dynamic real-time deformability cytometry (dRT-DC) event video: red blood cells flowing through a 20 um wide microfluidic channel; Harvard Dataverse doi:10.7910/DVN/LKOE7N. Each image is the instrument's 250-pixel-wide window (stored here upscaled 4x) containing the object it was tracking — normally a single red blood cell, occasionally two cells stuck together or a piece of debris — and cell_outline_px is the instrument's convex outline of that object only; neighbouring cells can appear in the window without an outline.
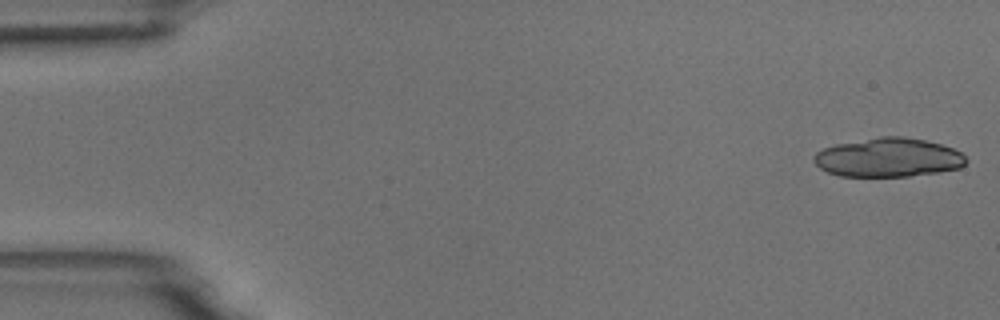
{"species": "common noctule bat (a hibernating species)", "species_latin": "Nyctalus noctula", "temperature_condition": "room temperature", "stored_images_in_passage": 19, "camera_frame_rate_fps": 3000, "um_per_image_px": 0.085, "animal": {"sex": "male", "body_mass_g": 18.8}, "frame": {"image": 1, "passage_image": 1, "time_ms": 0.0, "image_size_px": [1000, 320], "cell_outline_px": [[968, 160], [960, 168], [936, 172], [908, 176], [840, 176], [828, 172], [820, 168], [812, 160], [816, 152], [824, 148], [836, 144], [880, 136], [900, 136], [924, 140], [940, 144], [952, 148], [960, 152]], "centroid_in_image_um": [75.48, 13.39], "position_along_channel_um": 9.5, "area_um2": 34.33}}